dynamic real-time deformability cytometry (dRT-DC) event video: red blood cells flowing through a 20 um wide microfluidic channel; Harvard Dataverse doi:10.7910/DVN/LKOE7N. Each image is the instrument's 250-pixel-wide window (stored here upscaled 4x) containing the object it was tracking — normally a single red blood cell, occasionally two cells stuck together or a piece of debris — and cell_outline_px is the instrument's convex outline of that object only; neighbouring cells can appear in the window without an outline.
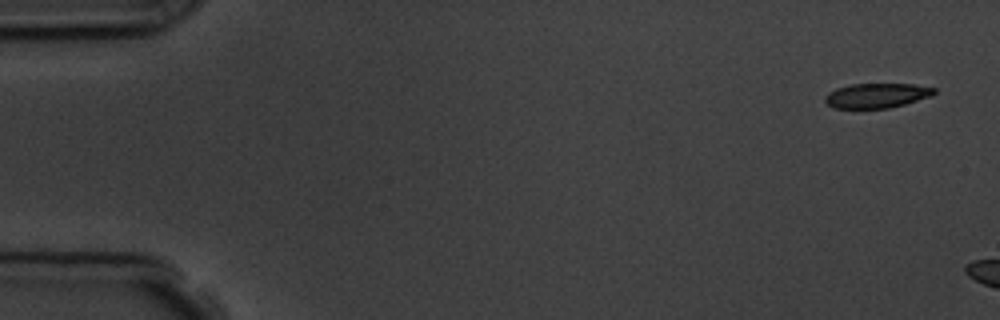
{"species": "common noctule bat (a hibernating species)", "species_latin": "Nyctalus noctula", "temperature_condition": "room temperature", "stored_images_in_passage": 3, "camera_frame_rate_fps": 3000, "um_per_image_px": 0.085, "animal": {"sex": "male", "body_mass_g": 19.5, "forearm_length_mm": 54.6}, "frame": {"image": 1, "passage_image": 1, "time_ms": 0.0, "image_size_px": [1000, 320], "cell_outline_px": [[936, 92], [932, 96], [904, 104], [888, 108], [832, 108], [824, 100], [824, 96], [828, 92], [836, 88], [852, 84], [912, 84], [936, 88]], "centroid_in_image_um": [74.51, 8.12], "position_along_channel_um": 10.5, "area_um2": 15.72}}